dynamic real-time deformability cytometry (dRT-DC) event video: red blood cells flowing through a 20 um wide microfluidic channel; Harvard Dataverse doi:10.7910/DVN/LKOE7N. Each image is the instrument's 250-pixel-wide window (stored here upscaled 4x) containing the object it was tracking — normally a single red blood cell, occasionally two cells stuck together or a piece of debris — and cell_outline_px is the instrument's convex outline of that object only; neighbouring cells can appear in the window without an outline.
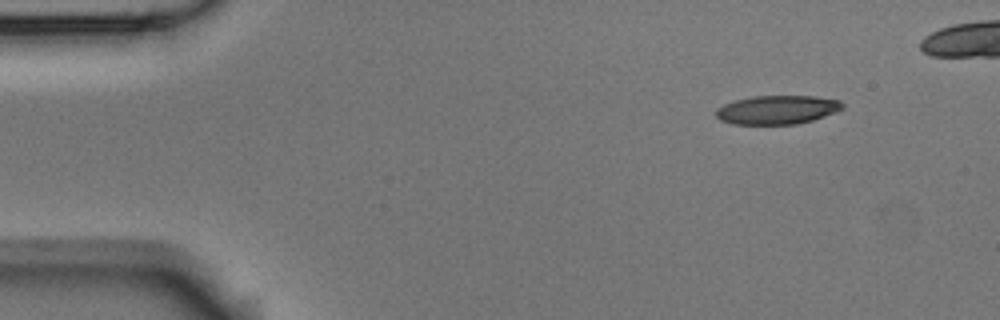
{"species": "Egyptian fruit bat (a non-hibernating species)", "species_latin": "Rousettus aegyptiacus", "temperature_condition": "room temperature", "stored_images_in_passage": 4, "camera_frame_rate_fps": 3000, "um_per_image_px": 0.085, "animal": {"sex": "male"}, "frame": {"image": 1, "passage_image": 1, "time_ms": 0.0, "image_size_px": [1000, 320], "cell_outline_px": [[844, 108], [836, 112], [812, 120], [796, 124], [732, 124], [720, 120], [716, 116], [716, 108], [724, 104], [736, 100], [752, 96], [816, 96], [840, 100], [844, 104]], "centroid_in_image_um": [66.07, 9.33], "position_along_channel_um": 18.9, "area_um2": 21.27}}